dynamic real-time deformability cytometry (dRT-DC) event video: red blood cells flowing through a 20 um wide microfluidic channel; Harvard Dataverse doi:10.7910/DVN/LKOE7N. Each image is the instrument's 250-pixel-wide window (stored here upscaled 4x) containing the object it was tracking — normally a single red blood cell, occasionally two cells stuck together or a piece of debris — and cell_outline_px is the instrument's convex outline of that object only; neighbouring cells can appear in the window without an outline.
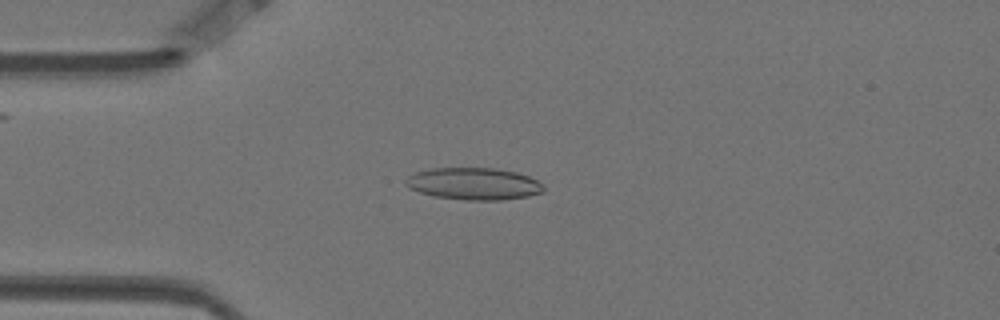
{"species": "Egyptian fruit bat (a non-hibernating species)", "species_latin": "Rousettus aegyptiacus", "temperature_condition": "warm", "stored_images_in_passage": 57, "camera_frame_rate_fps": 3000, "um_per_image_px": 0.085, "animal": {"sex": "female"}, "frame": {"image": 1, "passage_image": 14, "time_ms": 4.333, "image_size_px": [1000, 320], "cell_outline_px": [[544, 192], [528, 196], [500, 200], [464, 200], [436, 196], [420, 192], [408, 188], [404, 184], [404, 180], [408, 176], [416, 172], [432, 168], [492, 168], [516, 172], [528, 176], [544, 184]], "centroid_in_image_um": [40.26, 15.62], "position_along_channel_um": 44.7, "area_um2": 25.78}}
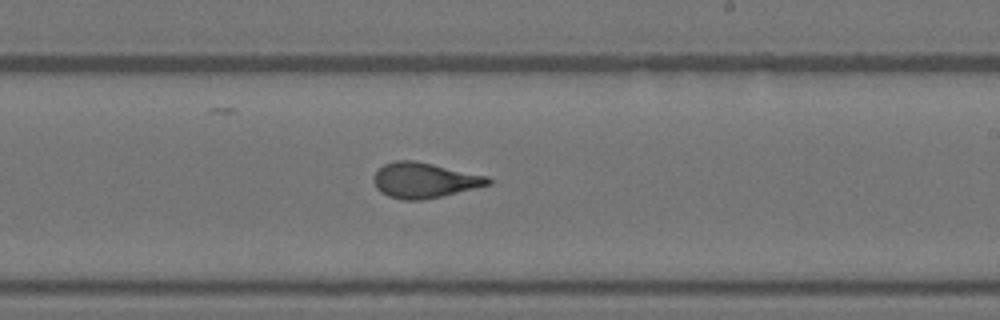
{"frame": {"image": 2, "passage_image": 33, "time_ms": 10.667, "image_size_px": [1000, 320], "cell_outline_px": [[492, 184], [476, 188], [424, 200], [404, 200], [388, 196], [380, 192], [376, 188], [372, 180], [376, 172], [384, 164], [396, 160], [416, 160], [488, 176], [492, 180]], "centroid_in_image_um": [36.07, 15.32], "position_along_channel_um": 252.9, "area_um2": 23.7}}
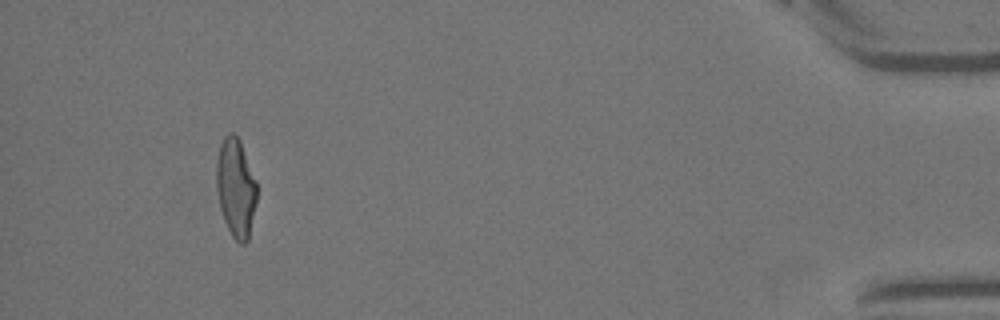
{"frame": {"image": 3, "passage_image": 53, "time_ms": 17.333, "image_size_px": [1000, 320], "cell_outline_px": [[256, 200], [248, 240], [244, 244], [240, 244], [232, 236], [224, 220], [220, 208], [216, 188], [216, 160], [220, 144], [224, 136], [228, 132], [232, 132], [240, 140], [256, 180]], "centroid_in_image_um": [20.02, 15.93], "position_along_channel_um": 415.2, "area_um2": 23.24}, "authors_computed_cell_mechanics": {"area_um2": 23.7558, "velocity_mm_per_s": 3.512, "shape_relaxation_time_tau1_ms": null, "shape_relaxation_time_tau2_ms": 0.9559, "deformation_change_tau1": null, "deformation_change_tau2": 0.0886}}